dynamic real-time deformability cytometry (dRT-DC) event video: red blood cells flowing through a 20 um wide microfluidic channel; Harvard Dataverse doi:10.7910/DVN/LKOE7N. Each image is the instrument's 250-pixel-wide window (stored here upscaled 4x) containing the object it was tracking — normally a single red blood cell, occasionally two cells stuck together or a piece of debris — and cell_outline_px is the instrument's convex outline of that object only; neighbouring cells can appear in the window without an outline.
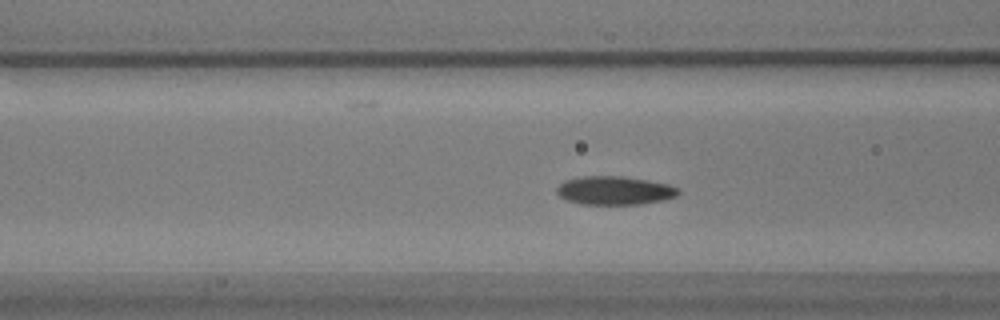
{"species": "common noctule bat (a hibernating species)", "species_latin": "Nyctalus noctula", "temperature_condition": "warm", "stored_images_in_passage": 55, "camera_frame_rate_fps": 3000, "um_per_image_px": 0.085, "animal": {"sex": "male", "body_mass_g": 17.9}, "frame": {"image": 1, "passage_image": 18, "time_ms": 5.667, "image_size_px": [1000, 320], "cell_outline_px": [[680, 192], [676, 196], [664, 200], [640, 204], [580, 204], [568, 200], [560, 196], [556, 192], [556, 188], [564, 180], [584, 176], [620, 176], [648, 180], [668, 184], [680, 188]], "centroid_in_image_um": [52.25, 16.19], "position_along_channel_um": 114.3, "area_um2": 20.23}}
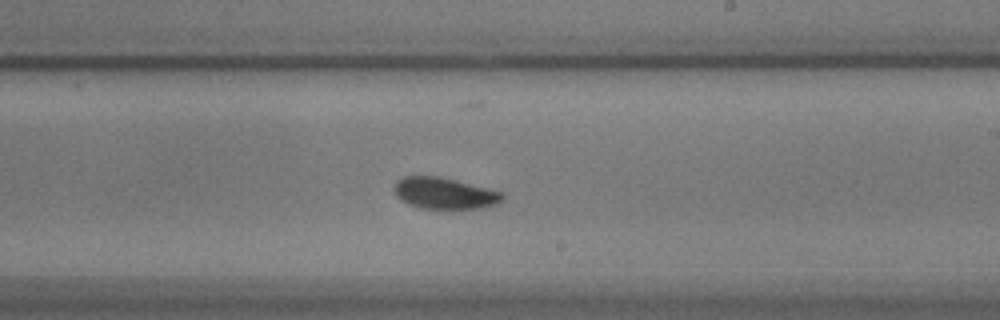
{"frame": {"image": 2, "passage_image": 30, "time_ms": 9.667, "image_size_px": [1000, 320], "cell_outline_px": [[504, 200], [496, 204], [480, 208], [420, 208], [408, 204], [400, 200], [396, 196], [392, 188], [396, 180], [404, 176], [436, 176], [504, 192]], "centroid_in_image_um": [37.74, 16.43], "position_along_channel_um": 251.3, "area_um2": 19.77}}
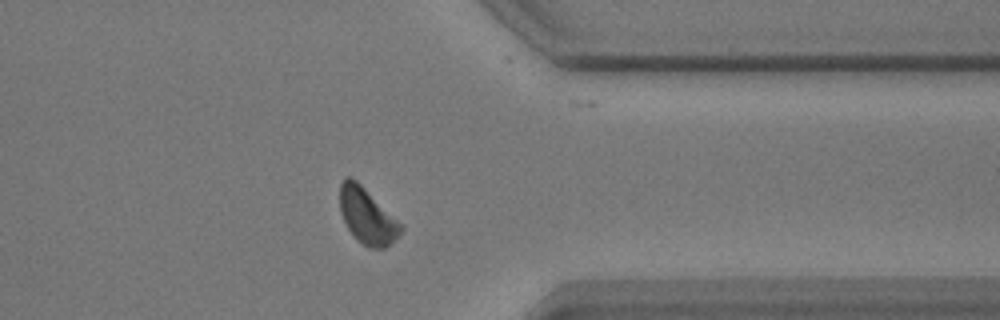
{"frame": {"image": 3, "passage_image": 42, "time_ms": 13.667, "image_size_px": [1000, 320], "cell_outline_px": [[404, 228], [384, 248], [368, 248], [356, 240], [352, 236], [340, 212], [340, 184], [348, 176], [356, 180], [404, 224]], "centroid_in_image_um": [31.21, 18.37], "position_along_channel_um": 380.2, "area_um2": 19.77}, "authors_computed_cell_mechanics": {"area_um2": 19.7676, "velocity_mm_per_s": 3.4278, "shape_relaxation_time_tau1_ms": 3.285, "shape_relaxation_time_tau2_ms": 2.2892, "deformation_change_tau1": 0.0832, "deformation_change_tau2": 0.0581}}